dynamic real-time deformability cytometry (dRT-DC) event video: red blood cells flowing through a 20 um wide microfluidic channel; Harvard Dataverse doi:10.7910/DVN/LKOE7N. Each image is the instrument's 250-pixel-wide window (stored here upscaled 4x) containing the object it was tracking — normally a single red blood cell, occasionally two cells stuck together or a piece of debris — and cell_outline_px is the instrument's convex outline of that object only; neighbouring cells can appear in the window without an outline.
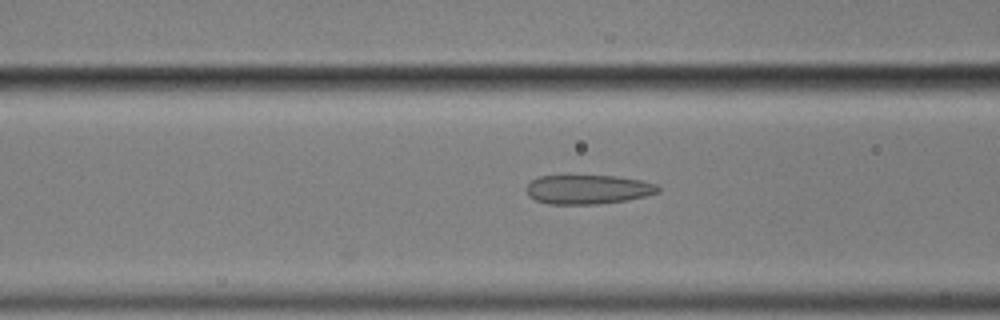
{"species": "common noctule bat (a hibernating species)", "species_latin": "Nyctalus noctula", "temperature_condition": "cold", "stored_images_in_passage": 9, "camera_frame_rate_fps": 3000, "um_per_image_px": 0.085, "animal": {"sex": "male", "body_mass_g": 17.9}, "frame": {"image": 1, "passage_image": 6, "time_ms": 1.667, "image_size_px": [1000, 320], "cell_outline_px": [[660, 192], [628, 200], [600, 204], [548, 204], [536, 200], [528, 196], [524, 188], [532, 180], [540, 176], [616, 176], [640, 180], [656, 184], [660, 188]], "centroid_in_image_um": [49.96, 16.11], "position_along_channel_um": 116.6, "area_um2": 22.48}}